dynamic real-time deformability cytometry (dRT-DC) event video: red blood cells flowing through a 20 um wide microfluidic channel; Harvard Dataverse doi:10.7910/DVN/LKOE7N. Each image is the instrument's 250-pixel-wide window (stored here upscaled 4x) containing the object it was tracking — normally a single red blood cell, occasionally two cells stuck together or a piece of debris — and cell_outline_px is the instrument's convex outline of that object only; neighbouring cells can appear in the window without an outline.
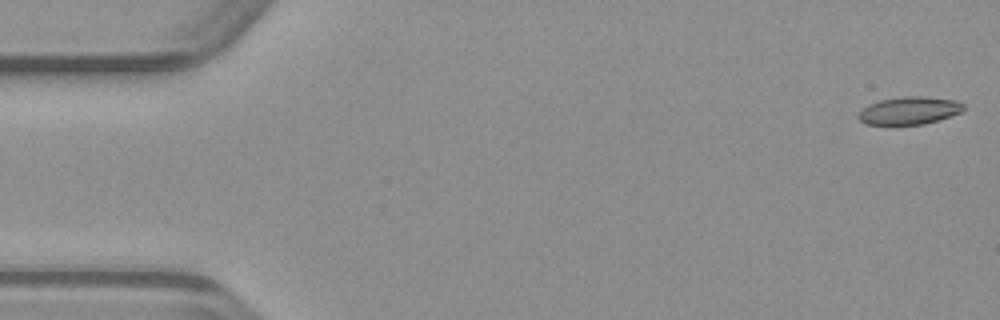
{"species": "common noctule bat (a hibernating species)", "species_latin": "Nyctalus noctula", "temperature_condition": "warm", "stored_images_in_passage": 47, "camera_frame_rate_fps": 3000, "um_per_image_px": 0.085, "animal": {"sex": "male", "body_mass_g": 23.1, "forearm_length_mm": 52.7}, "frame": {"image": 1, "passage_image": 1, "time_ms": 0.0, "image_size_px": [1000, 320], "cell_outline_px": [[964, 108], [960, 112], [924, 124], [892, 128], [864, 124], [856, 116], [868, 104], [880, 100], [904, 96], [924, 96], [956, 100], [964, 104]], "centroid_in_image_um": [77.2, 9.45], "position_along_channel_um": 7.8, "area_um2": 17.63}}
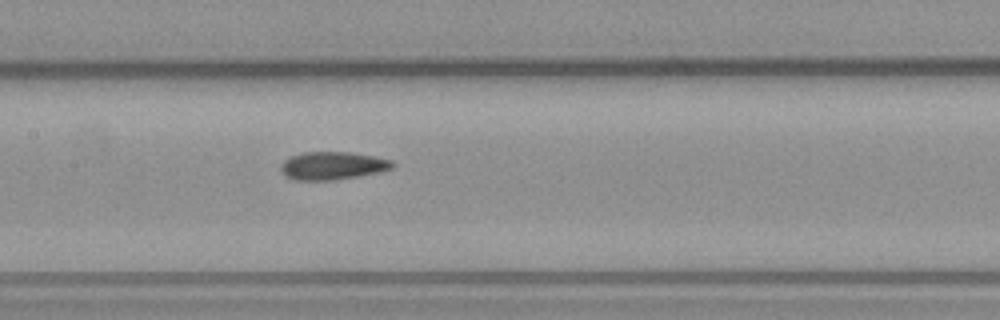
{"frame": {"image": 2, "passage_image": 23, "time_ms": 7.333, "image_size_px": [1000, 320], "cell_outline_px": [[396, 164], [392, 168], [380, 172], [360, 176], [336, 180], [292, 180], [284, 176], [280, 168], [280, 164], [284, 160], [292, 156], [304, 152], [348, 152], [372, 156], [392, 160]], "centroid_in_image_um": [28.25, 14.1], "position_along_channel_um": 179.1, "area_um2": 18.32}}
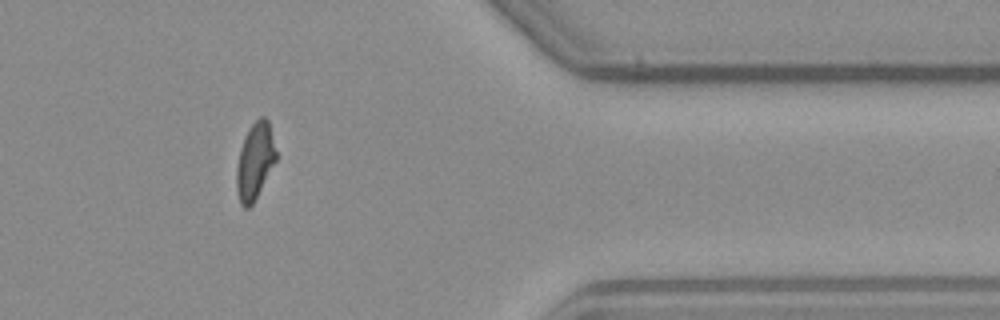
{"frame": {"image": 3, "passage_image": 40, "time_ms": 13.0, "image_size_px": [1000, 320], "cell_outline_px": [[276, 160], [252, 204], [248, 208], [244, 208], [240, 204], [236, 188], [236, 168], [240, 148], [244, 136], [248, 128], [260, 116], [264, 116], [268, 120], [276, 152]], "centroid_in_image_um": [21.64, 13.68], "position_along_channel_um": 389.8, "area_um2": 17.46}}